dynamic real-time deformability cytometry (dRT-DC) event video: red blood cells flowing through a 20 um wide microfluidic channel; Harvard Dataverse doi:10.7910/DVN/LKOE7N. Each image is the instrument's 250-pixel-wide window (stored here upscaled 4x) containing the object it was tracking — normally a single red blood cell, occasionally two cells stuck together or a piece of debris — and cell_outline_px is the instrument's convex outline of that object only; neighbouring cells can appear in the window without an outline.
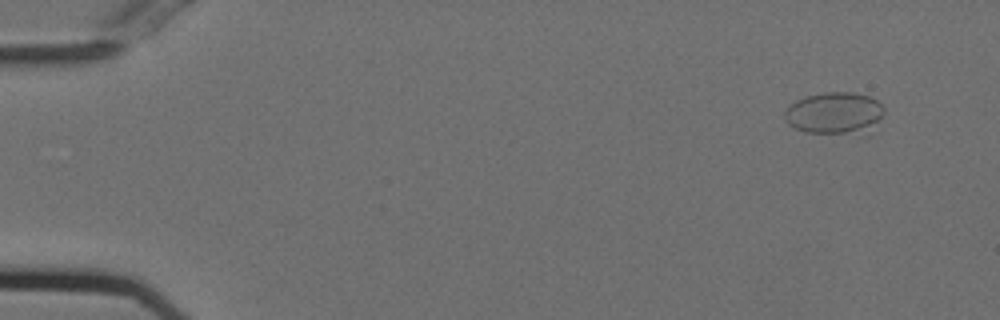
{"species": "Egyptian fruit bat (a non-hibernating species)", "species_latin": "Rousettus aegyptiacus", "temperature_condition": "cold", "stored_images_in_passage": 25, "camera_frame_rate_fps": 3000, "um_per_image_px": 0.085, "animal": {"sex": "female"}, "frame": {"image": 1, "passage_image": 1, "time_ms": 0.0, "image_size_px": [1000, 320], "cell_outline_px": [[884, 112], [868, 136], [864, 136], [804, 132], [788, 124], [784, 120], [784, 112], [796, 100], [808, 96], [824, 92], [852, 92], [868, 96], [876, 100], [884, 108]], "centroid_in_image_um": [70.98, 9.67], "position_along_channel_um": 14.0, "area_um2": 24.97}}
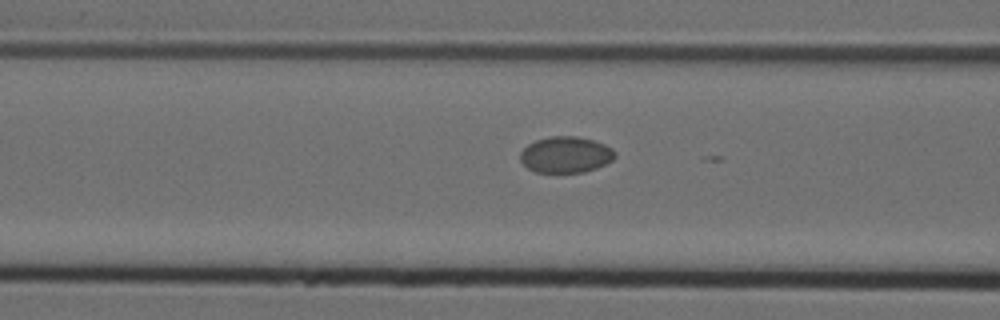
{"frame": {"image": 2, "passage_image": 19, "time_ms": 6.0, "image_size_px": [1000, 320], "cell_outline_px": [[616, 156], [612, 160], [596, 168], [584, 172], [536, 172], [528, 168], [520, 160], [520, 152], [528, 144], [536, 140], [552, 136], [576, 136], [592, 140], [604, 144], [612, 148], [616, 152]], "centroid_in_image_um": [48.09, 13.14], "position_along_channel_um": 118.5, "area_um2": 19.88}}
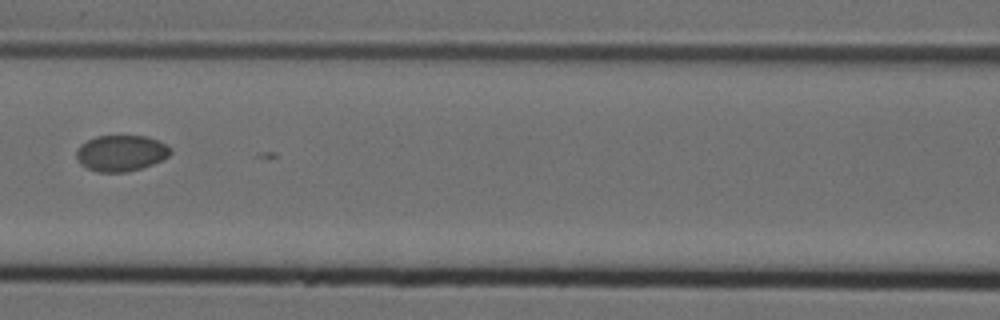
{"frame": {"image": 3, "passage_image": 22, "time_ms": 7.0, "image_size_px": [1000, 320], "cell_outline_px": [[172, 152], [168, 156], [152, 164], [140, 168], [124, 172], [96, 172], [80, 164], [76, 156], [76, 152], [80, 144], [96, 136], [144, 136], [156, 140], [172, 148]], "centroid_in_image_um": [10.26, 13.02], "position_along_channel_um": 156.3, "area_um2": 19.59}}